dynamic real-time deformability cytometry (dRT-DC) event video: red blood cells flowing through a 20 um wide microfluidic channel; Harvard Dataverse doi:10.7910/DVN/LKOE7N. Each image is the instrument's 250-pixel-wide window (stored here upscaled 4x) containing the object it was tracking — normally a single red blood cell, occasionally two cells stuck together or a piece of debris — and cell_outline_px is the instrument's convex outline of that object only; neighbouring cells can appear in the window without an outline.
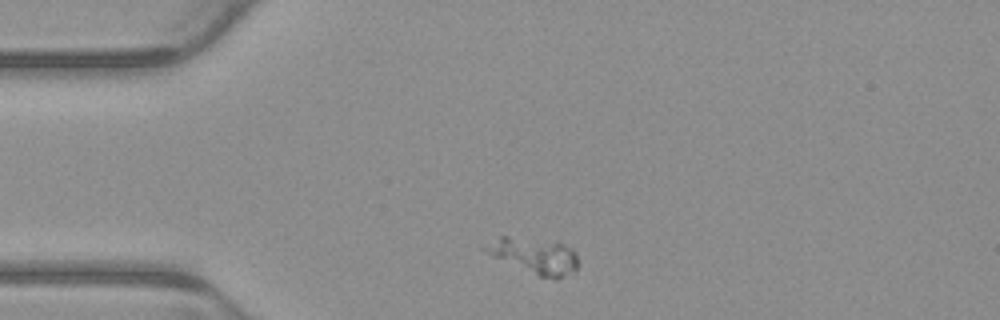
{"species": "common noctule bat (a hibernating species)", "species_latin": "Nyctalus noctula", "temperature_condition": "warm", "stored_images_in_passage": 3, "camera_frame_rate_fps": 3000, "um_per_image_px": 0.085, "animal": {"sex": "male", "body_mass_g": 23.1, "forearm_length_mm": 52.7}, "frame": {"image": 1, "passage_image": 1, "time_ms": 0.0, "image_size_px": [1000, 320], "cell_outline_px": [[576, 268], [572, 272], [556, 280], [540, 276], [492, 256], [484, 252], [480, 248], [480, 244], [500, 236], [508, 236], [556, 240], [572, 248], [576, 252]], "centroid_in_image_um": [45.37, 21.68], "position_along_channel_um": 39.6, "area_um2": 19.71}}
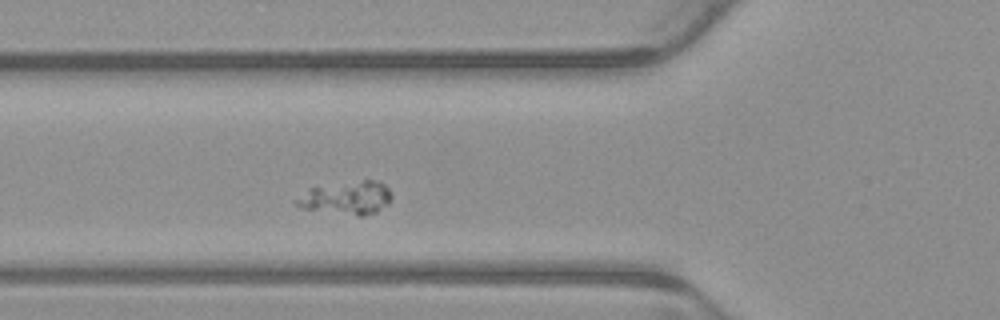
{"frame": {"image": 2, "passage_image": 3, "time_ms": 0.667, "image_size_px": [1000, 320], "cell_outline_px": [[392, 196], [388, 204], [376, 212], [364, 216], [360, 216], [300, 208], [292, 204], [296, 200], [312, 188], [364, 180], [376, 180], [384, 184], [392, 192]], "centroid_in_image_um": [29.52, 16.84], "position_along_channel_um": 96.3, "area_um2": 18.03}}